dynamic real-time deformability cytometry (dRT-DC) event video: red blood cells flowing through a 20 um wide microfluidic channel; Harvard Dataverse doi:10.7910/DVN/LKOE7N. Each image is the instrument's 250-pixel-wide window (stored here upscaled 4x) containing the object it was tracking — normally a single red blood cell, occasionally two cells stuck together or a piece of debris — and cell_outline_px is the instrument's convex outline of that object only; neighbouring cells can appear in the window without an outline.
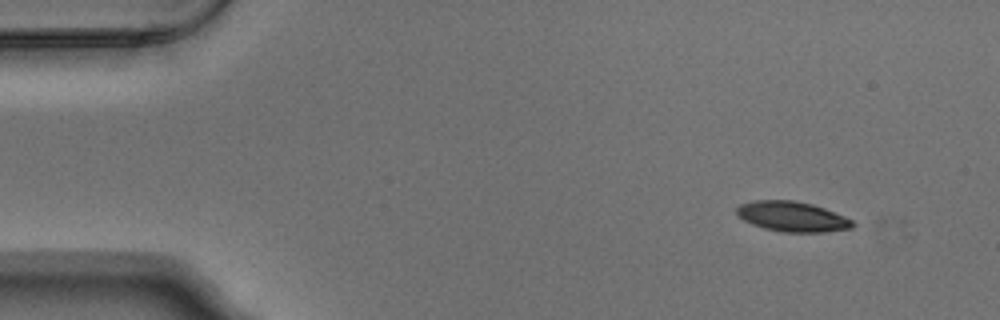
{"species": "Egyptian fruit bat (a non-hibernating species)", "species_latin": "Rousettus aegyptiacus", "temperature_condition": "warm", "stored_images_in_passage": 5, "camera_frame_rate_fps": 3000, "um_per_image_px": 0.085, "animal": {"sex": "male"}, "frame": {"image": 1, "passage_image": 1, "time_ms": 0.0, "image_size_px": [1000, 320], "cell_outline_px": [[856, 224], [852, 228], [824, 232], [784, 232], [764, 228], [752, 224], [736, 216], [736, 208], [740, 204], [752, 200], [796, 200], [812, 204], [824, 208], [844, 216], [852, 220]], "centroid_in_image_um": [67.32, 18.4], "position_along_channel_um": 17.7, "area_um2": 20.46}}
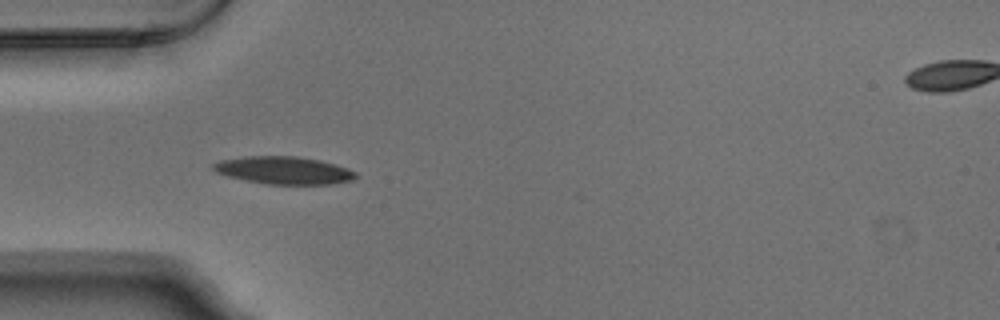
{"frame": {"image": 2, "passage_image": 4, "time_ms": 1.0, "image_size_px": [1000, 320], "cell_outline_px": [[356, 176], [352, 180], [332, 184], [268, 184], [228, 176], [216, 172], [212, 168], [212, 164], [220, 160], [244, 156], [300, 156], [320, 160], [336, 164], [348, 168], [356, 172]], "centroid_in_image_um": [24.14, 14.46], "position_along_channel_um": 60.9, "area_um2": 22.89}}
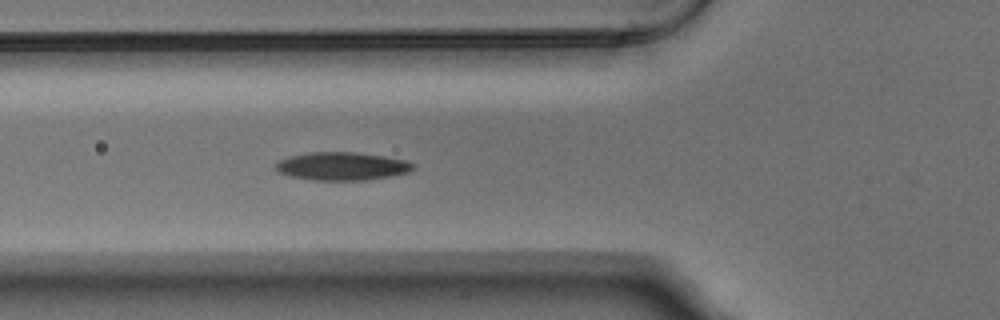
{"frame": {"image": 3, "passage_image": 5, "time_ms": 1.333, "image_size_px": [1000, 320], "cell_outline_px": [[416, 168], [408, 172], [392, 176], [368, 180], [316, 180], [288, 176], [272, 168], [280, 160], [288, 156], [308, 152], [356, 152], [384, 156], [408, 160], [416, 164]], "centroid_in_image_um": [29.1, 14.12], "position_along_channel_um": 96.7, "area_um2": 22.83}}